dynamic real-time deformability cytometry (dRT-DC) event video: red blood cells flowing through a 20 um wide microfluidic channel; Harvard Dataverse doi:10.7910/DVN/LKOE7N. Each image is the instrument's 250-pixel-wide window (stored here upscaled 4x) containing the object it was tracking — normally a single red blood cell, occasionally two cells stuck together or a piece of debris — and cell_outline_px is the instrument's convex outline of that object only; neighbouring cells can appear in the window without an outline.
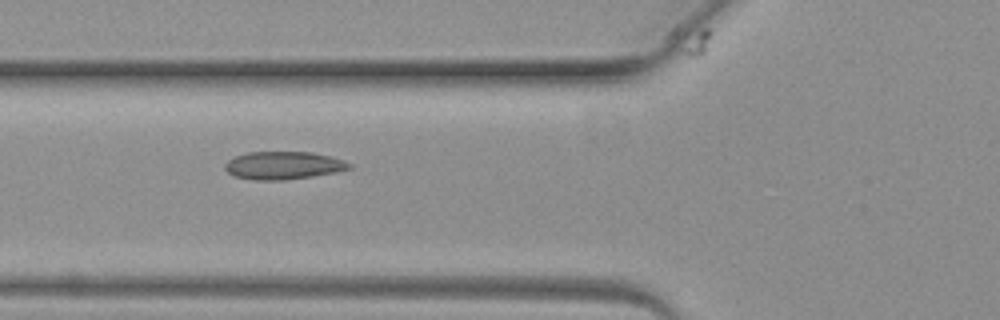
{"species": "common noctule bat (a hibernating species)", "species_latin": "Nyctalus noctula", "temperature_condition": "warm", "stored_images_in_passage": 4, "camera_frame_rate_fps": 3000, "um_per_image_px": 0.085, "animal": {"sex": "female", "body_mass_g": 19.3, "forearm_length_mm": 54.1}, "frame": {"image": 1, "passage_image": 4, "time_ms": 3.333, "image_size_px": [1000, 320], "cell_outline_px": [[352, 168], [336, 172], [312, 176], [284, 180], [252, 180], [232, 176], [224, 168], [224, 164], [228, 160], [236, 156], [248, 152], [312, 152], [344, 160], [352, 164]], "centroid_in_image_um": [24.07, 14.06], "position_along_channel_um": 101.7, "area_um2": 20.23}}